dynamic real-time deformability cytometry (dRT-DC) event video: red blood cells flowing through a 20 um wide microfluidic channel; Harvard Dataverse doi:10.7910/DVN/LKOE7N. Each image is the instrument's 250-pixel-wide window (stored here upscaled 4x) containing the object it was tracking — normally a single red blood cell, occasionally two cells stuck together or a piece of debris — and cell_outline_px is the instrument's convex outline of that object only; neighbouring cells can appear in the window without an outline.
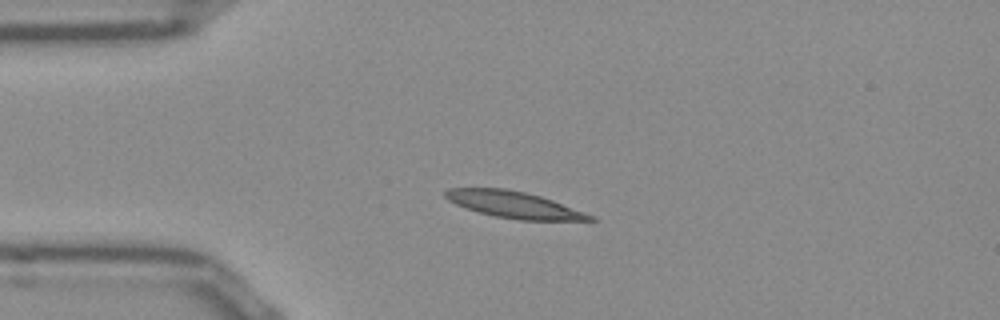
{"species": "Egyptian fruit bat (a non-hibernating species)", "species_latin": "Rousettus aegyptiacus", "temperature_condition": "room temperature", "stored_images_in_passage": 41, "camera_frame_rate_fps": 3000, "um_per_image_px": 0.085, "frame": {"image": 1, "passage_image": 1, "time_ms": 0.0, "image_size_px": [1000, 320], "cell_outline_px": [[596, 220], [520, 220], [496, 216], [476, 212], [464, 208], [448, 200], [444, 196], [444, 192], [448, 188], [504, 188], [524, 192], [540, 196], [552, 200], [596, 216]], "centroid_in_image_um": [43.66, 17.4], "position_along_channel_um": 41.3, "area_um2": 22.31}}
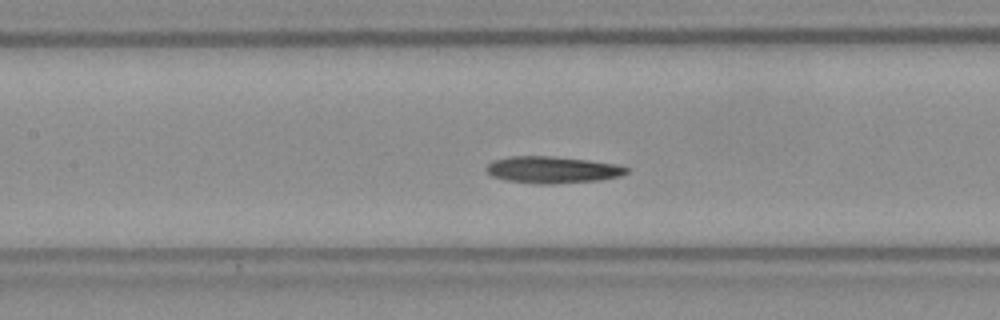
{"frame": {"image": 2, "passage_image": 12, "time_ms": 3.667, "image_size_px": [1000, 320], "cell_outline_px": [[628, 172], [620, 176], [600, 180], [552, 184], [536, 184], [508, 180], [492, 176], [484, 168], [492, 160], [512, 156], [552, 156], [588, 160], [616, 164], [628, 168]], "centroid_in_image_um": [46.94, 14.43], "position_along_channel_um": 160.5, "area_um2": 21.85}}
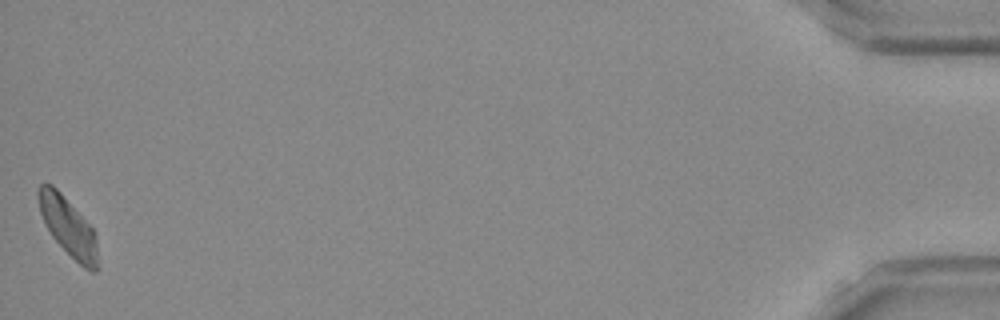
{"frame": {"image": 3, "passage_image": 41, "time_ms": 13.333, "image_size_px": [1000, 320], "cell_outline_px": [[100, 268], [96, 272], [92, 272], [84, 268], [52, 236], [40, 212], [36, 196], [36, 192], [40, 184], [52, 184], [60, 192], [92, 228], [96, 244]], "centroid_in_image_um": [5.79, 19.28], "position_along_channel_um": 429.4, "area_um2": 19.83}}